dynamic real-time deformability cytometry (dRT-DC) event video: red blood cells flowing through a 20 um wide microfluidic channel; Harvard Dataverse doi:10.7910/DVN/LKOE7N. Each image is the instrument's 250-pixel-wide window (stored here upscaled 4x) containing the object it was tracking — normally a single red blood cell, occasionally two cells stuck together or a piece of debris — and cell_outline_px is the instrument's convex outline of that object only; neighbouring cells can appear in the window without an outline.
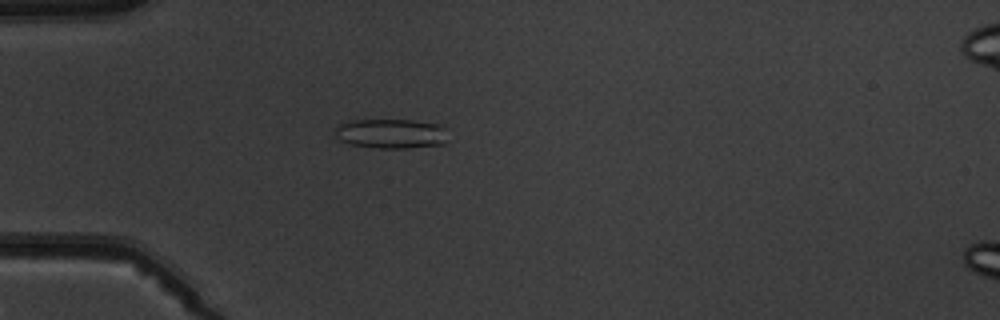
{"species": "common noctule bat (a hibernating species)", "species_latin": "Nyctalus noctula", "temperature_condition": "warm", "stored_images_in_passage": 3, "camera_frame_rate_fps": 3000, "um_per_image_px": 0.085, "animal": {"sex": "male", "body_mass_g": 19.5, "forearm_length_mm": 54.6}, "frame": {"image": 1, "passage_image": 2, "time_ms": 1.333, "image_size_px": [1000, 320], "cell_outline_px": [[444, 144], [408, 148], [376, 148], [352, 144], [340, 140], [336, 136], [336, 128], [340, 124], [352, 120], [412, 120], [444, 124]], "centroid_in_image_um": [33.25, 11.35], "position_along_channel_um": 51.7, "area_um2": 19.36}}